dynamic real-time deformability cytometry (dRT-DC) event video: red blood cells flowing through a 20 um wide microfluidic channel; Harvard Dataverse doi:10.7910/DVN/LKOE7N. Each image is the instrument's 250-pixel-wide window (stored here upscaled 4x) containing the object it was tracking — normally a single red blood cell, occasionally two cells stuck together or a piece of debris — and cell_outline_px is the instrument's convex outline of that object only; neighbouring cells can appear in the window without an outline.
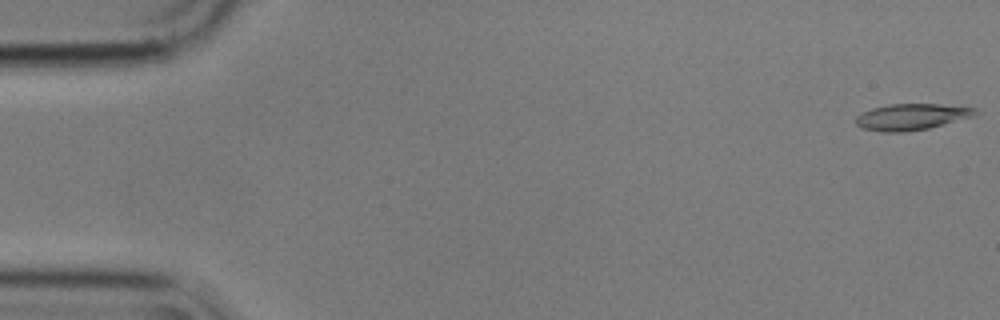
{"species": "common noctule bat (a hibernating species)", "species_latin": "Nyctalus noctula", "temperature_condition": "cold", "stored_images_in_passage": 56, "camera_frame_rate_fps": 3000, "um_per_image_px": 0.085, "animal": {"sex": "male", "body_mass_g": 17.9}, "frame": {"image": 1, "passage_image": 1, "time_ms": 0.0, "image_size_px": [1000, 320], "cell_outline_px": [[976, 116], [928, 128], [904, 132], [880, 132], [860, 128], [856, 124], [856, 116], [860, 112], [872, 108], [888, 104], [940, 104], [976, 108]], "centroid_in_image_um": [77.44, 9.93], "position_along_channel_um": 7.6, "area_um2": 18.44}}
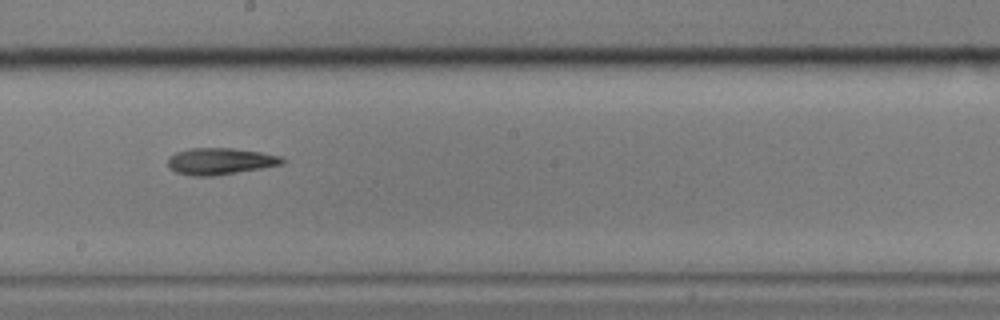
{"frame": {"image": 2, "passage_image": 31, "time_ms": 10.0, "image_size_px": [1000, 320], "cell_outline_px": [[288, 160], [284, 164], [212, 176], [192, 176], [176, 172], [168, 168], [168, 156], [176, 152], [188, 148], [232, 148], [260, 152], [280, 156]], "centroid_in_image_um": [18.69, 13.7], "position_along_channel_um": 229.5, "area_um2": 17.8}}
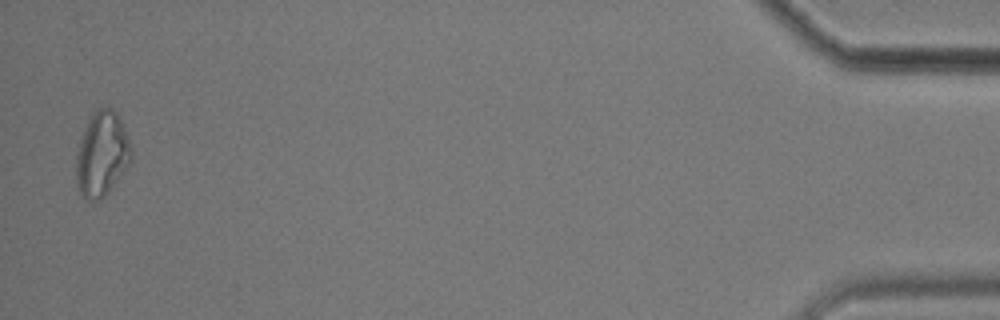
{"frame": {"image": 3, "passage_image": 55, "time_ms": 18.0, "image_size_px": [1000, 320], "cell_outline_px": [[132, 164], [108, 192], [100, 200], [92, 204], [84, 200], [80, 192], [76, 180], [76, 156], [80, 140], [84, 128], [92, 112], [96, 108], [112, 108], [120, 120], [124, 128], [132, 152]], "centroid_in_image_um": [8.66, 13.16], "position_along_channel_um": 426.5, "area_um2": 27.57}, "authors_computed_cell_mechanics": {"area_um2": 18.0914, "velocity_mm_per_s": 3.5551, "shape_relaxation_time_tau1_ms": 7.498, "shape_relaxation_time_tau2_ms": 5.0189, "deformation_change_tau1": 0.2349, "deformation_change_tau2": 0.1549}}